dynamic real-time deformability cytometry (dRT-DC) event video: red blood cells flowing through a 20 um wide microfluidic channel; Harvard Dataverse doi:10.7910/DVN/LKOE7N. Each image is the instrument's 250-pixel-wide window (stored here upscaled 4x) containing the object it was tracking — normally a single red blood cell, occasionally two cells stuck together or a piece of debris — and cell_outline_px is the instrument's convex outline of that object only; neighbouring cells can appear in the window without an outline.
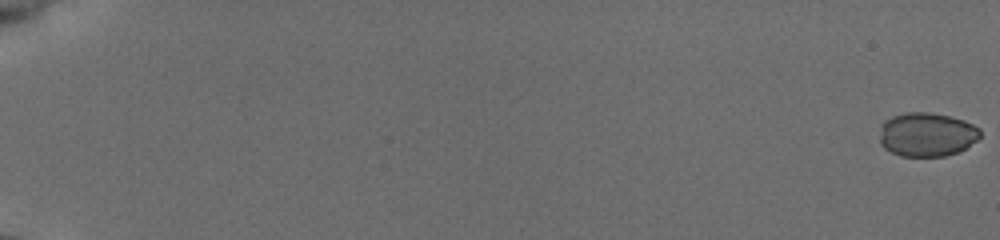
{"species": "common noctule bat (a hibernating species)", "species_latin": "Nyctalus noctula", "temperature_condition": "cold", "stored_images_in_passage": 16, "camera_frame_rate_fps": 3000, "um_per_image_px": 0.085, "animal": {"sex": "female", "body_mass_g": 19.5, "forearm_length_mm": 54.1}, "frame": {"image": 1, "passage_image": 1, "time_ms": 0.0, "image_size_px": [1000, 240], "cell_outline_px": [[980, 136], [976, 140], [964, 148], [956, 152], [944, 156], [900, 156], [884, 148], [880, 144], [880, 136], [884, 120], [892, 116], [904, 112], [932, 112], [964, 120], [980, 128]], "centroid_in_image_um": [78.76, 11.42], "position_along_channel_um": 6.2, "area_um2": 25.66}}